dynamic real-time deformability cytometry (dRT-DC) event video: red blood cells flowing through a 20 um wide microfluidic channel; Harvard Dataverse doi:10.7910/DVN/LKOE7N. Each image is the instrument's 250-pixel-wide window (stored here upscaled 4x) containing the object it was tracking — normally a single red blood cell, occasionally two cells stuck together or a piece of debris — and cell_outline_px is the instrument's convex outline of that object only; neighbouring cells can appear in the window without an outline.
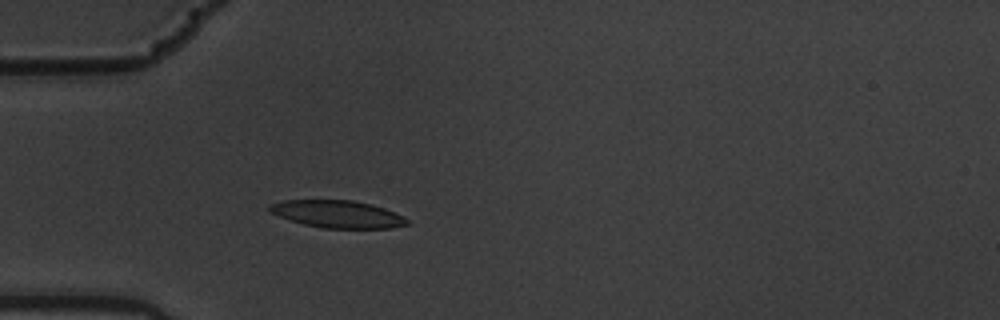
{"species": "common noctule bat (a hibernating species)", "species_latin": "Nyctalus noctula", "temperature_condition": "warm", "stored_images_in_passage": 4, "camera_frame_rate_fps": 3000, "um_per_image_px": 0.085, "animal": {"sex": "male", "body_mass_g": 19.5, "forearm_length_mm": 54.6}, "frame": {"image": 1, "passage_image": 4, "time_ms": 1.0, "image_size_px": [1000, 320], "cell_outline_px": [[408, 224], [392, 228], [320, 228], [304, 224], [280, 216], [272, 212], [268, 208], [268, 204], [284, 200], [352, 200], [384, 208], [396, 212], [404, 216], [408, 220]], "centroid_in_image_um": [28.71, 18.2], "position_along_channel_um": 56.3, "area_um2": 21.79}}